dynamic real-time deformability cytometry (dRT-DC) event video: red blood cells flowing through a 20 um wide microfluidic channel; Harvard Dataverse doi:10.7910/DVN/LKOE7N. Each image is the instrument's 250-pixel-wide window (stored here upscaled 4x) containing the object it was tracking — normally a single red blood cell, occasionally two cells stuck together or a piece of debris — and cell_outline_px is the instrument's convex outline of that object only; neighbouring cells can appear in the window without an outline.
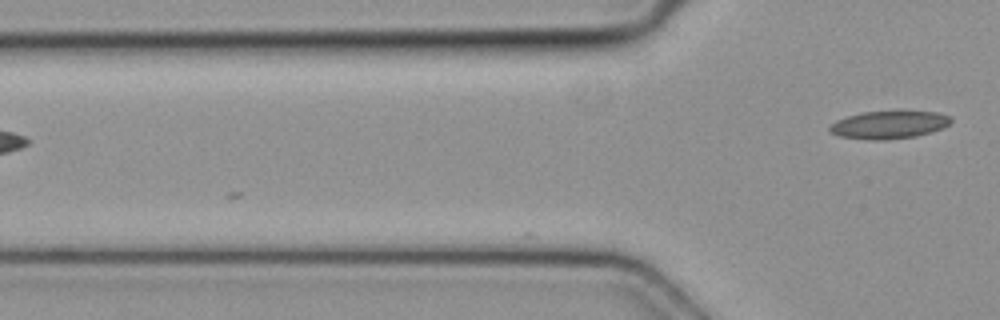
{"species": "common noctule bat (a hibernating species)", "species_latin": "Nyctalus noctula", "temperature_condition": "cold", "stored_images_in_passage": 2, "camera_frame_rate_fps": 3000, "um_per_image_px": 0.085, "animal": {"sex": "female", "body_mass_g": 19.3, "forearm_length_mm": 54.1}, "frame": {"image": 1, "passage_image": 2, "time_ms": 0.333, "image_size_px": [1000, 320], "cell_outline_px": [[952, 120], [948, 124], [932, 132], [916, 136], [884, 140], [872, 140], [840, 136], [828, 132], [828, 128], [836, 120], [848, 116], [864, 112], [900, 108], [936, 112], [948, 116]], "centroid_in_image_um": [75.56, 10.56], "position_along_channel_um": 50.2, "area_um2": 20.29}}